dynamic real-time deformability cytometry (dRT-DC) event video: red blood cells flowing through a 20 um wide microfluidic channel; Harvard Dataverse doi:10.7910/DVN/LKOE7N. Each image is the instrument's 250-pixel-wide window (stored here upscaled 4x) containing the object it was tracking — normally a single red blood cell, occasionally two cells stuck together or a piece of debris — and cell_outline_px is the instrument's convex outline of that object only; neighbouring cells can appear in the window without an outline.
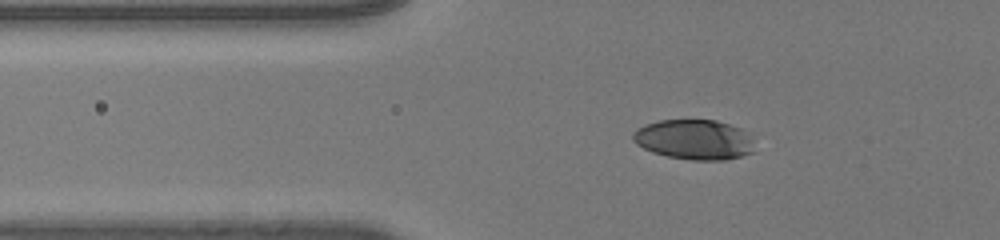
{"species": "human", "species_latin": "Homo sapiens", "temperature_condition": "room temperature", "stored_images_in_passage": 34, "camera_frame_rate_fps": 3000, "um_per_image_px": 0.085, "donor": {"sex": "male"}, "frame": {"image": 1, "passage_image": 2, "time_ms": 0.333, "image_size_px": [1000, 240], "cell_outline_px": [[752, 152], [740, 156], [724, 160], [692, 160], [668, 156], [652, 152], [636, 144], [632, 140], [632, 136], [636, 128], [644, 124], [660, 120], [716, 120], [740, 128], [748, 132], [752, 140]], "centroid_in_image_um": [58.97, 11.85], "position_along_channel_um": 66.8, "area_um2": 28.32}}
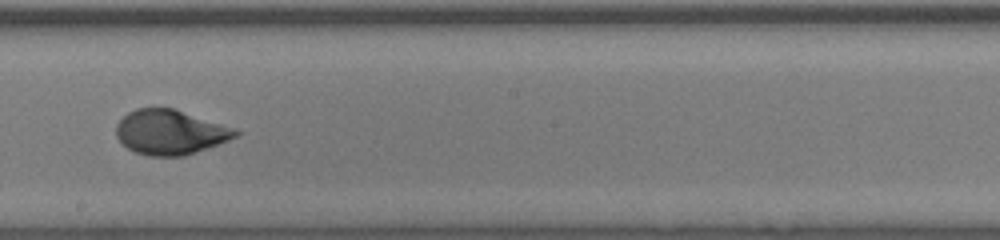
{"frame": {"image": 2, "passage_image": 16, "time_ms": 5.0, "image_size_px": [1000, 240], "cell_outline_px": [[240, 132], [236, 136], [228, 140], [184, 156], [148, 156], [136, 152], [128, 148], [116, 136], [116, 124], [128, 112], [136, 108], [172, 108], [220, 124]], "centroid_in_image_um": [14.4, 11.24], "position_along_channel_um": 233.8, "area_um2": 30.4}}
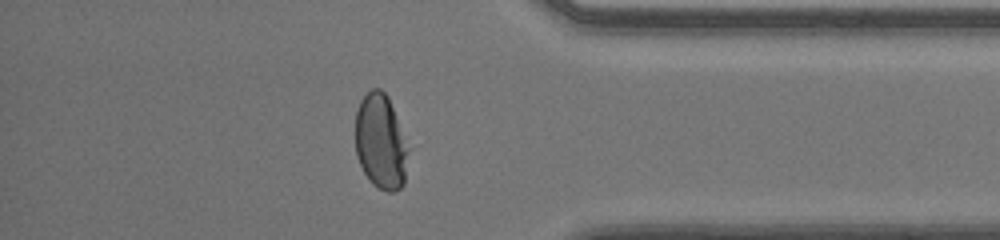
{"frame": {"image": 3, "passage_image": 29, "time_ms": 9.333, "image_size_px": [1000, 240], "cell_outline_px": [[408, 148], [404, 184], [396, 192], [388, 192], [372, 184], [368, 180], [356, 156], [356, 112], [360, 100], [372, 88], [380, 88], [388, 96]], "centroid_in_image_um": [32.34, 12.07], "position_along_channel_um": 402.9, "area_um2": 29.07}, "authors_computed_cell_mechanics": {"area_um2": 30.6051, "velocity_mm_per_s": 4.0783, "shape_relaxation_time_tau1_ms": 8.1447, "shape_relaxation_time_tau2_ms": null, "deformation_change_tau1": 0.2955, "deformation_change_tau2": null}}